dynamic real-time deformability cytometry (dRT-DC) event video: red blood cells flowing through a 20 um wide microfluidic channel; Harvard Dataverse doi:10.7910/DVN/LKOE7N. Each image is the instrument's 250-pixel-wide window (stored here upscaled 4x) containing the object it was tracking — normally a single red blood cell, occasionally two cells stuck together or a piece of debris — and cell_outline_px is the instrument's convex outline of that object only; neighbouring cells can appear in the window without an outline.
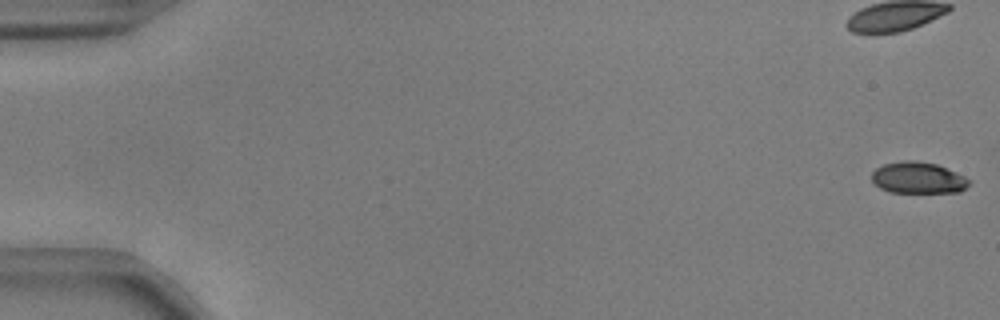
{"species": "common noctule bat (a hibernating species)", "species_latin": "Nyctalus noctula", "temperature_condition": "warm", "stored_images_in_passage": 55, "camera_frame_rate_fps": 3000, "um_per_image_px": 0.085, "animal": {"sex": "male", "body_mass_g": 17.9, "forearm_length_mm": 54.2}, "frame": {"image": 1, "passage_image": 1, "time_ms": 0.0, "image_size_px": [1000, 320], "cell_outline_px": [[972, 180], [960, 192], [888, 192], [880, 188], [872, 180], [872, 172], [876, 168], [884, 164], [904, 160], [916, 160], [936, 164], [956, 172]], "centroid_in_image_um": [78.03, 15.11], "position_along_channel_um": 7.0, "area_um2": 17.8}}